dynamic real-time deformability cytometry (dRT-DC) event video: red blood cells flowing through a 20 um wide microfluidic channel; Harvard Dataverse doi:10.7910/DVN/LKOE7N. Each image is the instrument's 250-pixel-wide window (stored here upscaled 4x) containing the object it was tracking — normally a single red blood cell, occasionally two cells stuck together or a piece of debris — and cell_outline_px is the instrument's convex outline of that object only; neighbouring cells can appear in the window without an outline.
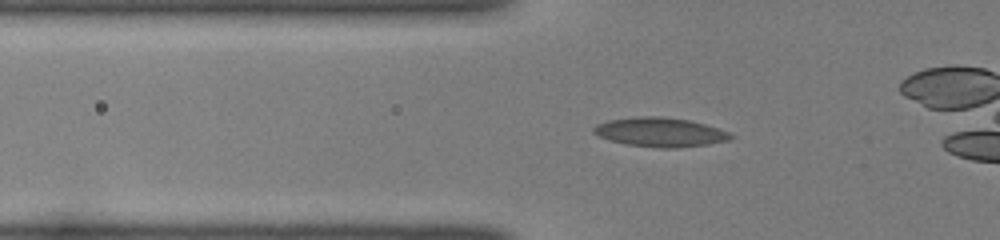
{"species": "common noctule bat (a hibernating species)", "species_latin": "Nyctalus noctula", "temperature_condition": "room temperature", "stored_images_in_passage": 47, "camera_frame_rate_fps": 3000, "um_per_image_px": 0.085, "animal": {"sex": "female", "body_mass_g": 22.0, "forearm_length_mm": 56.7}, "frame": {"image": 1, "passage_image": 19, "time_ms": 6.0, "image_size_px": [1000, 240], "cell_outline_px": [[732, 136], [728, 140], [708, 144], [676, 148], [660, 148], [628, 144], [612, 140], [600, 136], [592, 132], [592, 128], [596, 124], [608, 120], [636, 116], [660, 116], [688, 120], [704, 124], [728, 132]], "centroid_in_image_um": [56.07, 11.22], "position_along_channel_um": 69.7, "area_um2": 23.0}}
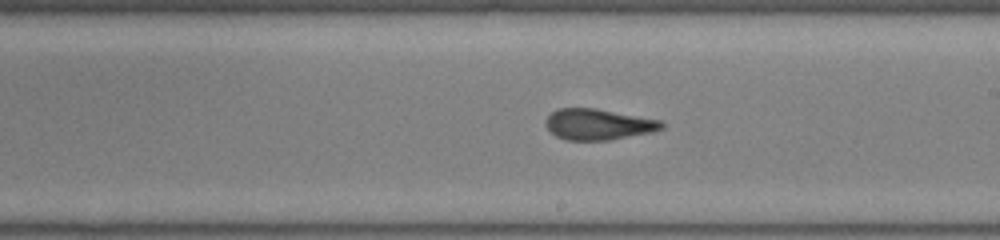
{"frame": {"image": 2, "passage_image": 32, "time_ms": 10.333, "image_size_px": [1000, 240], "cell_outline_px": [[664, 128], [652, 132], [608, 140], [564, 140], [556, 136], [548, 128], [548, 116], [552, 112], [560, 108], [596, 108], [664, 120]], "centroid_in_image_um": [50.93, 10.56], "position_along_channel_um": 238.1, "area_um2": 20.87}}
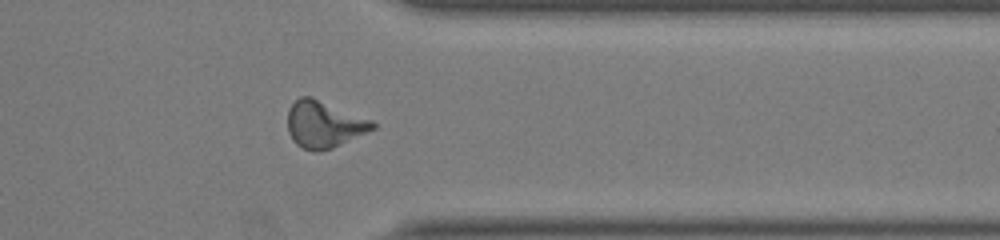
{"frame": {"image": 3, "passage_image": 43, "time_ms": 14.0, "image_size_px": [1000, 240], "cell_outline_px": [[376, 128], [368, 132], [332, 148], [320, 152], [312, 152], [296, 144], [292, 140], [288, 132], [288, 108], [300, 96], [312, 96], [372, 120], [376, 124]], "centroid_in_image_um": [27.53, 10.57], "position_along_channel_um": 383.9, "area_um2": 23.35}}